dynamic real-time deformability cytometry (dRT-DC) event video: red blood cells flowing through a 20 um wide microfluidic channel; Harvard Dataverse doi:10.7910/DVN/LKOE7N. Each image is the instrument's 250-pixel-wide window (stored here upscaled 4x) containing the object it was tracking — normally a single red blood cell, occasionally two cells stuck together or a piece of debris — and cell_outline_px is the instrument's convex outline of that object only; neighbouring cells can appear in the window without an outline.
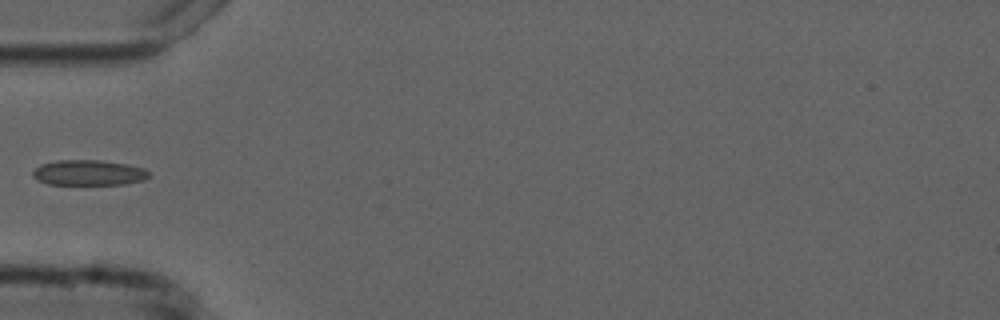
{"species": "common noctule bat (a hibernating species)", "species_latin": "Nyctalus noctula", "temperature_condition": "cold", "stored_images_in_passage": 3, "camera_frame_rate_fps": 3000, "um_per_image_px": 0.085, "animal": {"sex": "male", "forearm_length_mm": 52.5}, "frame": {"image": 1, "passage_image": 3, "time_ms": 3.0, "image_size_px": [1000, 320], "cell_outline_px": [[152, 176], [144, 180], [124, 184], [48, 184], [36, 180], [32, 176], [32, 172], [40, 164], [56, 160], [100, 160], [128, 164], [144, 168]], "centroid_in_image_um": [7.54, 14.67], "position_along_channel_um": 77.5, "area_um2": 17.34}}